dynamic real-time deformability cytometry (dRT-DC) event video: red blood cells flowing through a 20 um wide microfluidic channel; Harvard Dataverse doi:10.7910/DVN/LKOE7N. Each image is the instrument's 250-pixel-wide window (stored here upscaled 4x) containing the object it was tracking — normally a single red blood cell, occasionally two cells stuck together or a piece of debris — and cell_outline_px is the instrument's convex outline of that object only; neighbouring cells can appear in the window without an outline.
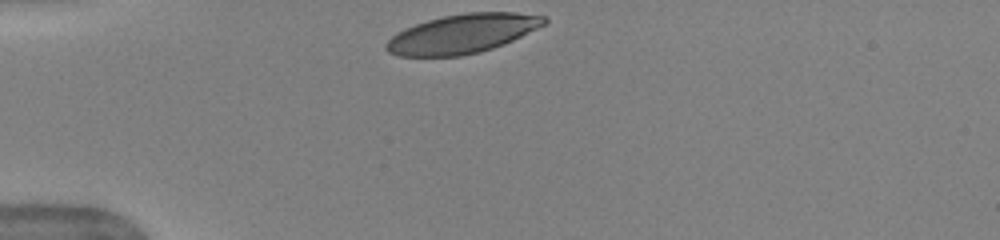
{"species": "human", "species_latin": "Homo sapiens", "temperature_condition": "warm", "stored_images_in_passage": 31, "camera_frame_rate_fps": 3000, "um_per_image_px": 0.085, "donor": {"sex": "female"}, "frame": {"image": 1, "passage_image": 1, "time_ms": 0.0, "image_size_px": [1000, 240], "cell_outline_px": [[548, 24], [504, 44], [480, 52], [460, 56], [400, 56], [388, 52], [384, 48], [384, 44], [392, 36], [404, 28], [428, 20], [444, 16], [468, 12], [516, 12], [544, 16], [548, 20]], "centroid_in_image_um": [39.33, 2.86], "position_along_channel_um": 45.7, "area_um2": 36.07}, "authors_computed_cell_mechanics": {"area_um2": 38.0324, "velocity_mm_per_s": 3.9377, "shape_relaxation_time_tau1_ms": 2.9289, "shape_relaxation_time_tau2_ms": 0.7092, "deformation_change_tau1": 0.1498, "deformation_change_tau2": 0.0682}}